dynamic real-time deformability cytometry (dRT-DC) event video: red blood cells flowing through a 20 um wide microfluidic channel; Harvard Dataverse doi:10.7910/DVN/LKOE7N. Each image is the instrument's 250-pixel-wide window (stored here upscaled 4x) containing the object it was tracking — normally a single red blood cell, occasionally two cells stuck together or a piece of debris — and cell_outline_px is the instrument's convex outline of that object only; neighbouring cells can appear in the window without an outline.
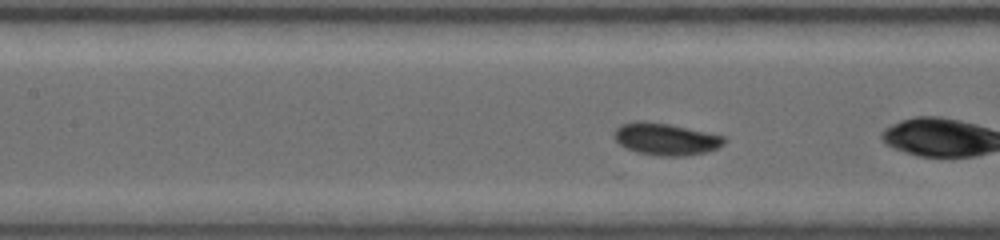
{"species": "common noctule bat (a hibernating species)", "species_latin": "Nyctalus noctula", "temperature_condition": "warm", "stored_images_in_passage": 48, "camera_frame_rate_fps": 4500, "um_per_image_px": 0.085, "animal": {"sex": "female", "body_mass_g": 19.0, "forearm_length_mm": 53.3}, "frame": {"image": 1, "passage_image": 14, "time_ms": 1.778, "image_size_px": [1000, 240], "cell_outline_px": [[724, 144], [708, 152], [684, 156], [660, 156], [636, 152], [620, 144], [612, 136], [612, 132], [620, 124], [636, 120], [644, 120], [668, 124], [724, 136]], "centroid_in_image_um": [56.53, 11.81], "position_along_channel_um": 150.9, "area_um2": 20.58}}